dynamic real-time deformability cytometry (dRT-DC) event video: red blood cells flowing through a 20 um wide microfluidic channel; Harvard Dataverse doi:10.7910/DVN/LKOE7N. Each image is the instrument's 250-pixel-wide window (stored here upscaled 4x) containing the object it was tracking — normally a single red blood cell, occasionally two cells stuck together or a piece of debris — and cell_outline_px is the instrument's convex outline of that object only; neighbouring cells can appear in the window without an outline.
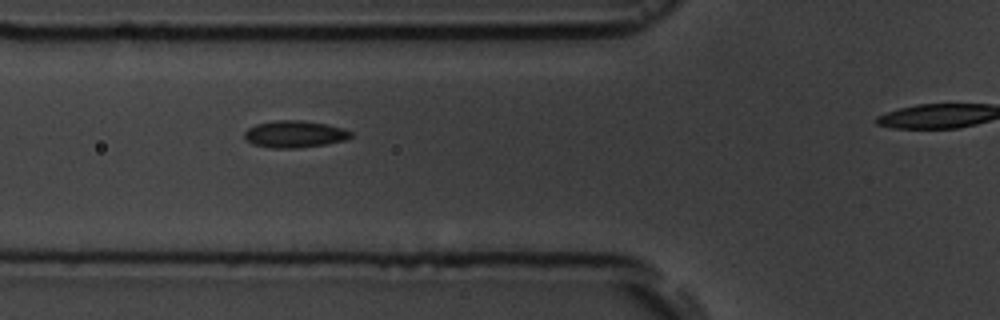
{"species": "common noctule bat (a hibernating species)", "species_latin": "Nyctalus noctula", "temperature_condition": "room temperature", "stored_images_in_passage": 9, "segment_of_instrument_passage": [1, 2], "camera_frame_rate_fps": 3000, "um_per_image_px": 0.085, "animal": {"sex": "male", "body_mass_g": 19.5, "forearm_length_mm": 54.6}, "frame": {"image": 1, "passage_image": 7, "time_ms": 6.667, "image_size_px": [1000, 320], "cell_outline_px": [[352, 136], [348, 140], [324, 144], [296, 148], [272, 148], [252, 144], [244, 140], [244, 132], [248, 128], [256, 124], [276, 120], [300, 120], [324, 124], [344, 128], [352, 132]], "centroid_in_image_um": [25.03, 11.4], "position_along_channel_um": 100.8, "area_um2": 16.76}}
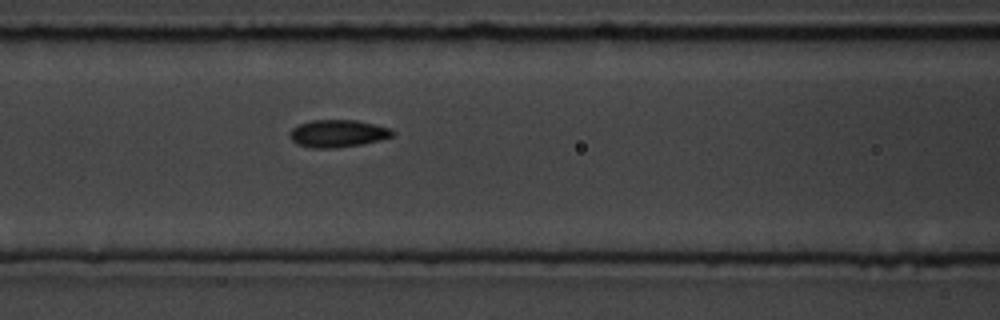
{"frame": {"image": 2, "passage_image": 8, "time_ms": 7.667, "image_size_px": [1000, 320], "cell_outline_px": [[396, 132], [392, 136], [380, 140], [360, 144], [336, 148], [312, 148], [296, 144], [288, 136], [288, 132], [292, 128], [300, 124], [312, 120], [356, 120], [392, 128]], "centroid_in_image_um": [28.7, 11.34], "position_along_channel_um": 137.9, "area_um2": 16.53}}